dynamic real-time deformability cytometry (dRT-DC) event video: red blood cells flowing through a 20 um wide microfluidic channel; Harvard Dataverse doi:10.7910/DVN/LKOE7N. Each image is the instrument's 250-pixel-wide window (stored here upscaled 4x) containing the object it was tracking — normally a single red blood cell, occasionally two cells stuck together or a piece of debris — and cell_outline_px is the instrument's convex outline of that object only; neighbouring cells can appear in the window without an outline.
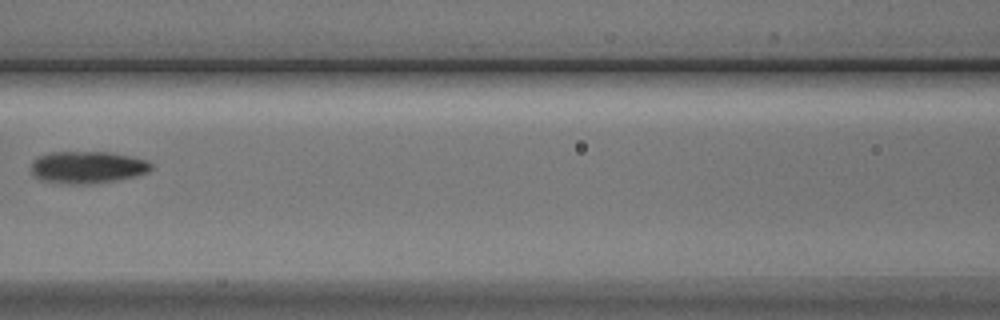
{"species": "Egyptian fruit bat (a non-hibernating species)", "species_latin": "Rousettus aegyptiacus", "temperature_condition": "cold", "stored_images_in_passage": 7, "segment_of_instrument_passage": [1, 2], "camera_frame_rate_fps": 3000, "um_per_image_px": 0.085, "animal": {"sex": "male"}, "frame": {"image": 1, "passage_image": 6, "time_ms": 6.0, "image_size_px": [1000, 320], "cell_outline_px": [[152, 168], [148, 172], [136, 176], [116, 180], [84, 184], [44, 180], [36, 176], [32, 172], [32, 160], [40, 156], [52, 152], [108, 152], [132, 156], [148, 160], [152, 164]], "centroid_in_image_um": [7.5, 14.19], "position_along_channel_um": 159.1, "area_um2": 22.08}}